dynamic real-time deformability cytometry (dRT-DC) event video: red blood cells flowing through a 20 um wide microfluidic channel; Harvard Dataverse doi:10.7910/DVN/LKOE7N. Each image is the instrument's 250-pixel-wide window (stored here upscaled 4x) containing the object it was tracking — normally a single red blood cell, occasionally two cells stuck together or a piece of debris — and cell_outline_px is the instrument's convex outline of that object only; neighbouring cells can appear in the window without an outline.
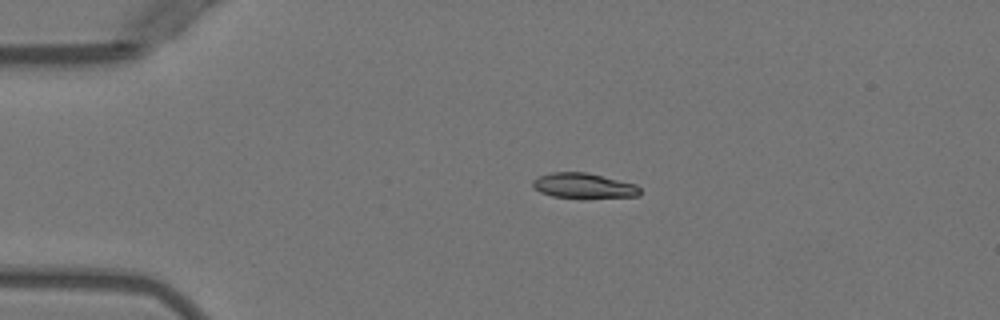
{"species": "Egyptian fruit bat (a non-hibernating species)", "species_latin": "Rousettus aegyptiacus", "temperature_condition": "warm", "stored_images_in_passage": 2, "camera_frame_rate_fps": 3000, "um_per_image_px": 0.085, "animal": {"sex": "female"}, "frame": {"image": 1, "passage_image": 1, "time_ms": 0.0, "image_size_px": [1000, 320], "cell_outline_px": [[640, 196], [584, 200], [552, 196], [540, 192], [532, 184], [532, 180], [540, 176], [552, 172], [584, 172], [636, 184], [640, 188]], "centroid_in_image_um": [49.64, 15.83], "position_along_channel_um": 35.4, "area_um2": 16.18}}